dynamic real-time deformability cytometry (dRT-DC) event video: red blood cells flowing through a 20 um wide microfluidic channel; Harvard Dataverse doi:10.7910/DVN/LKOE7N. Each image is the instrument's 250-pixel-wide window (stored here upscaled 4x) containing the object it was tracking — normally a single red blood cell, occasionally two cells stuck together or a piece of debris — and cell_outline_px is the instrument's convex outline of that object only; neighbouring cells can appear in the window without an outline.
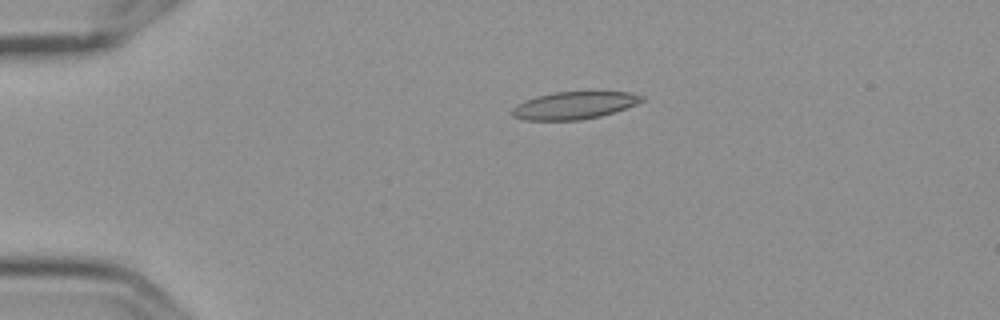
{"species": "Egyptian fruit bat (a non-hibernating species)", "species_latin": "Rousettus aegyptiacus", "temperature_condition": "cold", "stored_images_in_passage": 6, "camera_frame_rate_fps": 3000, "um_per_image_px": 0.085, "frame": {"image": 1, "passage_image": 4, "time_ms": 1.0, "image_size_px": [1000, 320], "cell_outline_px": [[644, 100], [636, 104], [616, 112], [600, 116], [580, 120], [524, 120], [512, 116], [508, 112], [516, 104], [524, 100], [536, 96], [552, 92], [592, 88], [628, 92], [644, 96]], "centroid_in_image_um": [48.82, 8.9], "position_along_channel_um": 36.2, "area_um2": 22.02}}
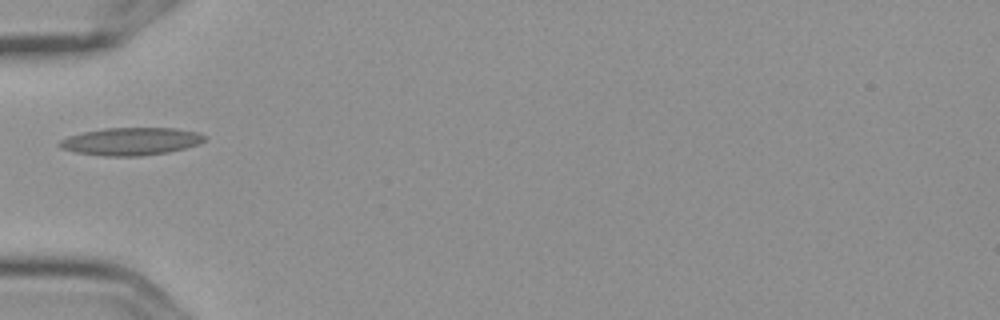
{"frame": {"image": 2, "passage_image": 6, "time_ms": 1.667, "image_size_px": [1000, 320], "cell_outline_px": [[208, 136], [200, 144], [168, 152], [140, 156], [104, 156], [76, 152], [60, 148], [56, 144], [60, 140], [68, 136], [84, 132], [104, 128], [176, 128], [200, 132]], "centroid_in_image_um": [11.15, 12.01], "position_along_channel_um": 73.8, "area_um2": 23.52}}